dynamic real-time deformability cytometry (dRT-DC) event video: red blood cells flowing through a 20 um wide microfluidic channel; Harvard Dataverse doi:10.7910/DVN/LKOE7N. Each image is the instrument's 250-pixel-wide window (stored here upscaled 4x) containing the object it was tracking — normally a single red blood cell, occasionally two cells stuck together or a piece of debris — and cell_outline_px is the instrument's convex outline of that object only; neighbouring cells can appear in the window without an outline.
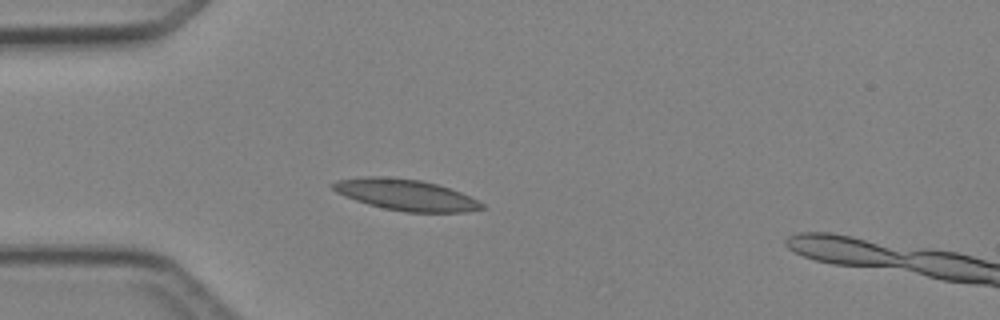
{"species": "Egyptian fruit bat (a non-hibernating species)", "species_latin": "Rousettus aegyptiacus", "temperature_condition": "cold", "stored_images_in_passage": 4, "camera_frame_rate_fps": 3000, "um_per_image_px": 0.085, "animal": {"sex": "female"}, "frame": {"image": 1, "passage_image": 4, "time_ms": 3.333, "image_size_px": [1000, 320], "cell_outline_px": [[484, 208], [468, 212], [408, 212], [384, 208], [368, 204], [344, 196], [336, 192], [328, 184], [336, 180], [364, 176], [380, 176], [420, 180], [436, 184], [460, 192], [484, 204]], "centroid_in_image_um": [34.43, 16.55], "position_along_channel_um": 50.6, "area_um2": 26.88}}